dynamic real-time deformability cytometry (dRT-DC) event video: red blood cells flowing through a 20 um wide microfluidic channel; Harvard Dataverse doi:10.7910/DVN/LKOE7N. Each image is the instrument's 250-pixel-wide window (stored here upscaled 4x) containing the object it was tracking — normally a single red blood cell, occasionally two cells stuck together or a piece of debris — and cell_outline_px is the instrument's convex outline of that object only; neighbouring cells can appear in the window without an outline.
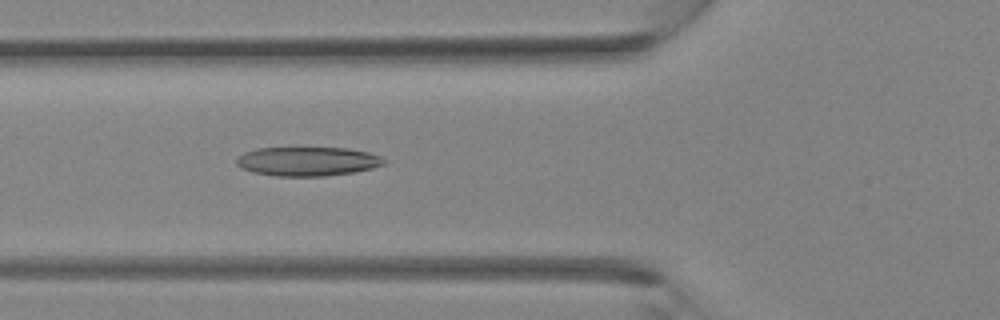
{"species": "Egyptian fruit bat (a non-hibernating species)", "species_latin": "Rousettus aegyptiacus", "temperature_condition": "room temperature", "stored_images_in_passage": 12, "camera_frame_rate_fps": 3000, "um_per_image_px": 0.085, "animal": {"sex": "female"}, "frame": {"image": 1, "passage_image": 12, "time_ms": 3.667, "image_size_px": [1000, 320], "cell_outline_px": [[388, 164], [356, 172], [324, 176], [272, 176], [252, 172], [240, 168], [236, 164], [236, 156], [244, 152], [256, 148], [348, 148], [368, 152], [380, 156], [388, 160]], "centroid_in_image_um": [26.14, 13.72], "position_along_channel_um": 99.7, "area_um2": 25.43}}